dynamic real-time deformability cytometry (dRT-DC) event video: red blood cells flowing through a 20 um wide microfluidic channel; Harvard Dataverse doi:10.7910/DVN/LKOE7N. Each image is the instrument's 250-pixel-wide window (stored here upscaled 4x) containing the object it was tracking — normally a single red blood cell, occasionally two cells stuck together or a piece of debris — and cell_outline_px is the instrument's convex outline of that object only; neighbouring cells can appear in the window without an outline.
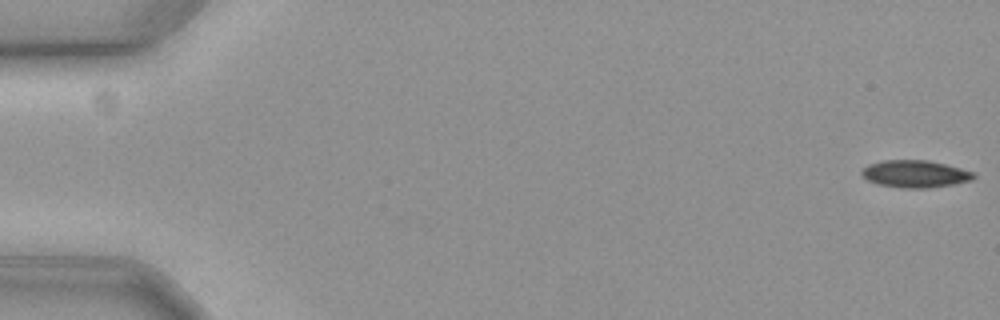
{"species": "common noctule bat (a hibernating species)", "species_latin": "Nyctalus noctula", "temperature_condition": "cold", "stored_images_in_passage": 59, "camera_frame_rate_fps": 3000, "um_per_image_px": 0.085, "animal": {"sex": "female", "body_mass_g": 19.3, "forearm_length_mm": 54.1}, "frame": {"image": 1, "passage_image": 1, "time_ms": 0.0, "image_size_px": [1000, 320], "cell_outline_px": [[976, 176], [972, 180], [952, 184], [928, 188], [900, 188], [876, 184], [868, 180], [860, 172], [868, 164], [884, 160], [928, 160], [976, 172]], "centroid_in_image_um": [77.79, 14.78], "position_along_channel_um": 7.2, "area_um2": 17.8}}
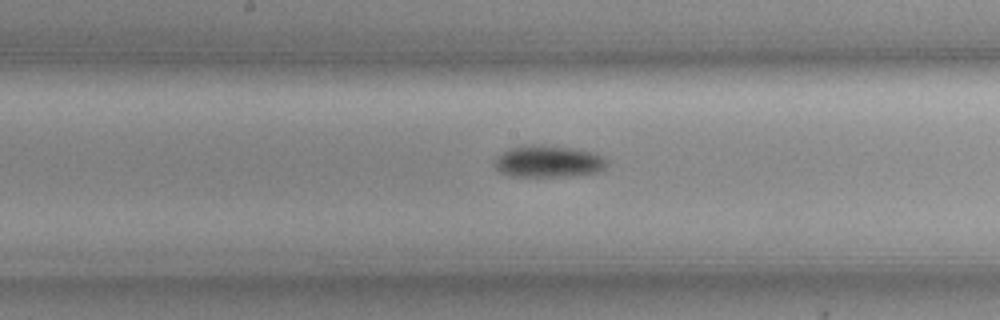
{"frame": {"image": 2, "passage_image": 31, "time_ms": 10.0, "image_size_px": [1000, 320], "cell_outline_px": [[608, 164], [604, 168], [596, 172], [568, 176], [512, 176], [496, 172], [492, 164], [504, 152], [512, 148], [532, 144], [576, 148], [592, 152], [604, 156], [608, 160]], "centroid_in_image_um": [46.62, 13.73], "position_along_channel_um": 201.6, "area_um2": 20.87}}
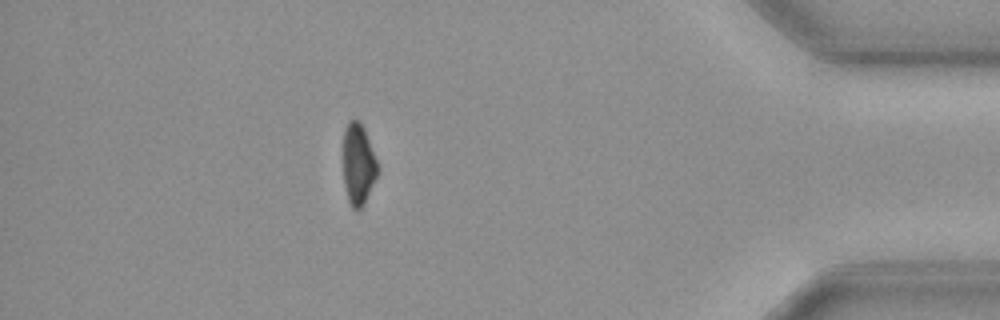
{"frame": {"image": 3, "passage_image": 52, "time_ms": 17.0, "image_size_px": [1000, 320], "cell_outline_px": [[380, 168], [364, 204], [360, 208], [352, 208], [348, 200], [344, 184], [344, 128], [348, 120], [360, 120], [364, 128]], "centroid_in_image_um": [30.46, 13.93], "position_along_channel_um": 404.7, "area_um2": 16.24}, "authors_computed_cell_mechanics": {"area_um2": 18.5538, "velocity_mm_per_s": 3.5845, "shape_relaxation_time_tau1_ms": 4.9353, "shape_relaxation_time_tau2_ms": null, "deformation_change_tau1": 0.0872, "deformation_change_tau2": null}}